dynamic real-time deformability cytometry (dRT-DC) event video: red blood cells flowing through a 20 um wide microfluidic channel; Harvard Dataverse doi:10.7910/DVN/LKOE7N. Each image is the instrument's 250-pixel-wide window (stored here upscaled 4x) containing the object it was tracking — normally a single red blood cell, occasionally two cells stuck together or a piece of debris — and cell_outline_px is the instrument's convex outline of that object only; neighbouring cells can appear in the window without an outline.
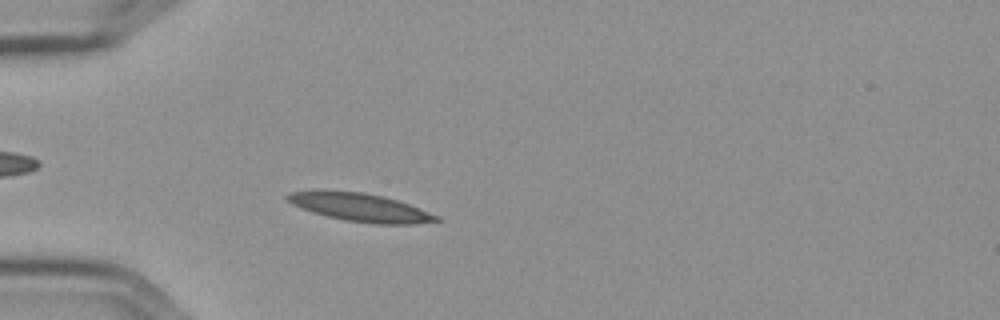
{"species": "Egyptian fruit bat (a non-hibernating species)", "species_latin": "Rousettus aegyptiacus", "temperature_condition": "cold", "stored_images_in_passage": 51, "camera_frame_rate_fps": 3000, "um_per_image_px": 0.085, "frame": {"image": 1, "passage_image": 11, "time_ms": 3.333, "image_size_px": [1000, 320], "cell_outline_px": [[444, 220], [416, 224], [372, 224], [344, 220], [312, 212], [300, 208], [292, 204], [284, 196], [288, 192], [364, 192], [384, 196], [420, 208], [440, 216]], "centroid_in_image_um": [30.71, 17.66], "position_along_channel_um": 54.3, "area_um2": 24.1}}
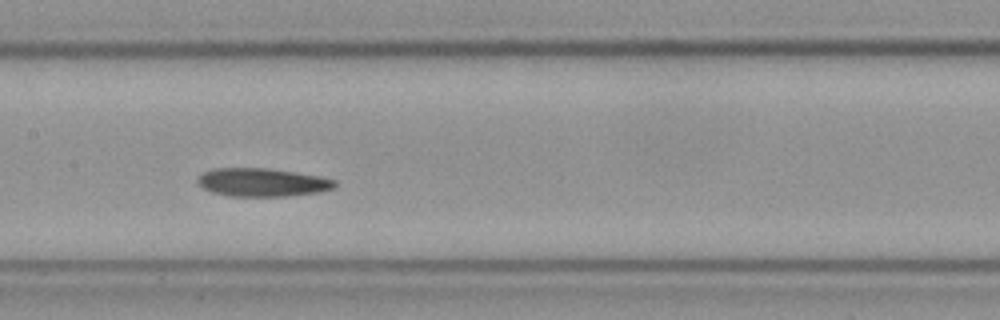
{"frame": {"image": 2, "passage_image": 23, "time_ms": 7.333, "image_size_px": [1000, 320], "cell_outline_px": [[336, 184], [332, 188], [320, 192], [288, 196], [228, 196], [212, 192], [204, 188], [196, 180], [204, 172], [212, 168], [264, 168], [292, 172], [316, 176], [336, 180]], "centroid_in_image_um": [22.26, 15.5], "position_along_channel_um": 185.1, "area_um2": 22.31}}
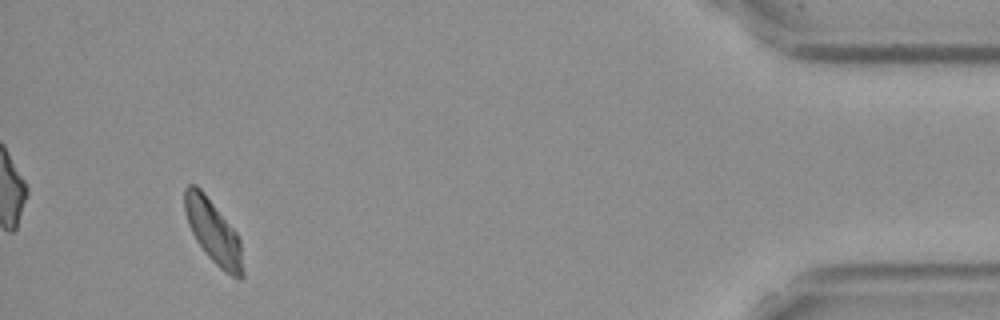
{"frame": {"image": 3, "passage_image": 48, "time_ms": 15.667, "image_size_px": [1000, 320], "cell_outline_px": [[244, 276], [240, 280], [224, 272], [208, 256], [196, 240], [188, 224], [184, 212], [184, 188], [188, 184], [196, 184], [204, 192], [236, 232], [240, 240], [244, 272]], "centroid_in_image_um": [18.12, 19.7], "position_along_channel_um": 417.1, "area_um2": 21.56}, "authors_computed_cell_mechanics": {"area_um2": 22.542, "velocity_mm_per_s": 3.5421, "shape_relaxation_time_tau1_ms": 9.0253, "shape_relaxation_time_tau2_ms": 4.3035, "deformation_change_tau1": 0.2066, "deformation_change_tau2": 0.0885}}